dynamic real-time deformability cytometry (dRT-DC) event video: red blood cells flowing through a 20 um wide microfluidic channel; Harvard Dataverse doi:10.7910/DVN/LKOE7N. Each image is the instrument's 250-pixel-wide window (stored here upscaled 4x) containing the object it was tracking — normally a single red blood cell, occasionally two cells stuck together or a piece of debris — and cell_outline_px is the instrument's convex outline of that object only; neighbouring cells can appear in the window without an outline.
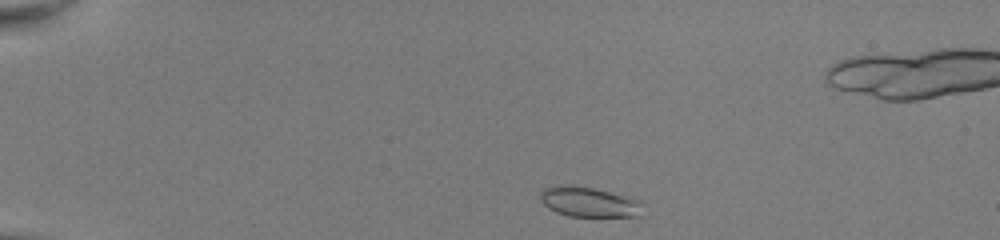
{"species": "common noctule bat (a hibernating species)", "species_latin": "Nyctalus noctula", "temperature_condition": "room temperature", "stored_images_in_passage": 43, "camera_frame_rate_fps": 3000, "um_per_image_px": 0.085, "animal": {"sex": "female", "body_mass_g": 22.0, "forearm_length_mm": 56.7}, "frame": {"image": 1, "passage_image": 2, "time_ms": 0.333, "image_size_px": [1000, 240], "cell_outline_px": [[644, 204], [640, 216], [568, 216], [556, 212], [548, 208], [540, 200], [540, 192], [544, 188], [592, 188], [628, 196], [640, 200]], "centroid_in_image_um": [50.15, 17.22], "position_along_channel_um": 34.9, "area_um2": 17.28}}
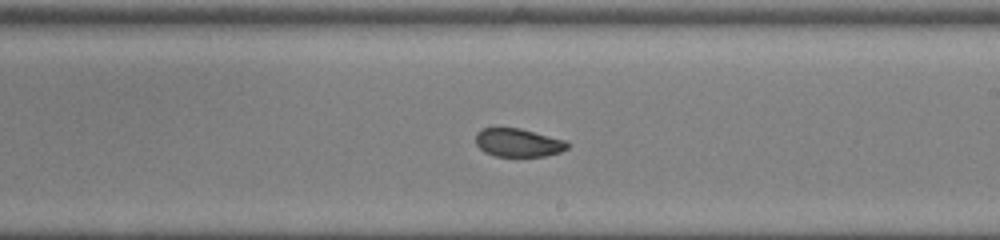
{"frame": {"image": 2, "passage_image": 23, "time_ms": 7.333, "image_size_px": [1000, 240], "cell_outline_px": [[568, 148], [560, 152], [544, 156], [496, 156], [484, 152], [476, 144], [476, 132], [484, 128], [520, 128], [568, 140]], "centroid_in_image_um": [44.07, 12.12], "position_along_channel_um": 244.9, "area_um2": 15.2}}
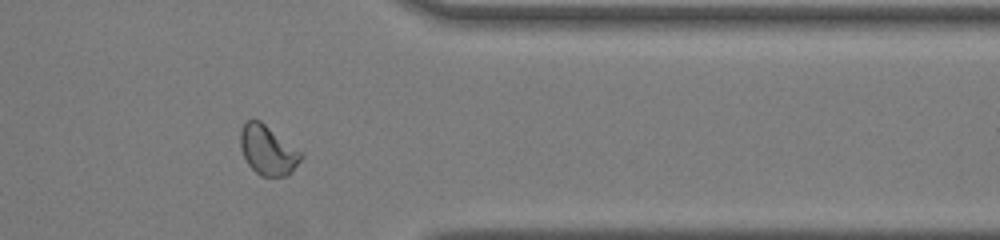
{"frame": {"image": 3, "passage_image": 34, "time_ms": 11.0, "image_size_px": [1000, 240], "cell_outline_px": [[304, 156], [292, 172], [288, 176], [260, 176], [248, 164], [240, 148], [240, 132], [244, 124], [248, 120], [260, 120], [300, 152]], "centroid_in_image_um": [22.75, 12.79], "position_along_channel_um": 388.6, "area_um2": 17.22}}